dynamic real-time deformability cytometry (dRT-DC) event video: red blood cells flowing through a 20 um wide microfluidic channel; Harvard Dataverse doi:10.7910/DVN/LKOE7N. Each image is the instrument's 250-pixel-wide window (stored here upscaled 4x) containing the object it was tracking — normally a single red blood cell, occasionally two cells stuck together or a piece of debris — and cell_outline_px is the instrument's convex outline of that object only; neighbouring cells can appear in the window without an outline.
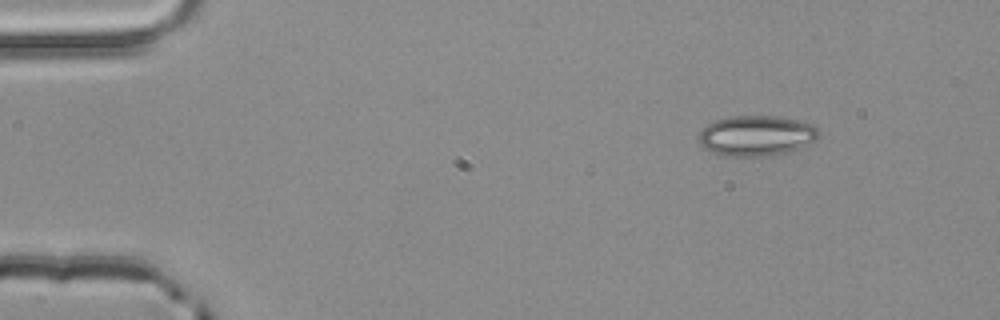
{"species": "common noctule bat (a hibernating species)", "species_latin": "Nyctalus noctula", "temperature_condition": "room temperature", "stored_images_in_passage": 4, "camera_frame_rate_fps": 3000, "um_per_image_px": 0.085, "animal": {"sex": "male", "body_mass_g": 20.4}, "frame": {"image": 1, "passage_image": 1, "time_ms": 0.0, "image_size_px": [1000, 320], "cell_outline_px": [[820, 136], [808, 144], [800, 148], [772, 156], [720, 156], [704, 148], [700, 144], [700, 132], [708, 124], [716, 120], [732, 116], [780, 116], [800, 120], [812, 124], [820, 132]], "centroid_in_image_um": [64.32, 11.54], "position_along_channel_um": 20.7, "area_um2": 28.38}}